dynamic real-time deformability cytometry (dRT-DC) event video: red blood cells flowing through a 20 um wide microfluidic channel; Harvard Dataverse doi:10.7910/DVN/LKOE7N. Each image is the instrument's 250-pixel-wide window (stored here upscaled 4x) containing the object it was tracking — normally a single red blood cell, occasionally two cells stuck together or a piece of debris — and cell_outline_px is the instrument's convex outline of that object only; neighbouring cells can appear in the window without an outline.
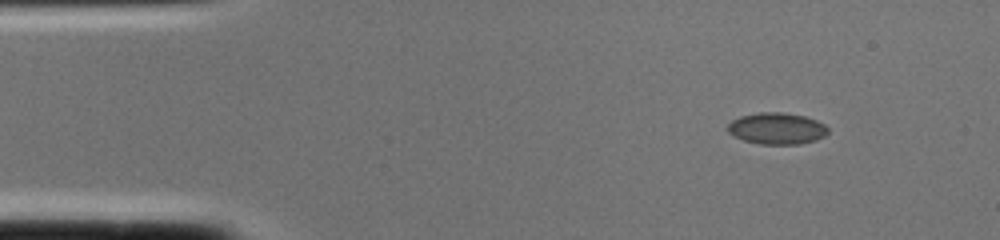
{"species": "common noctule bat (a hibernating species)", "species_latin": "Nyctalus noctula", "temperature_condition": "cold", "stored_images_in_passage": 1, "camera_frame_rate_fps": 3000, "um_per_image_px": 0.085, "animal": {"sex": "female", "body_mass_g": 22.0, "forearm_length_mm": 56.7}, "frame": {"image": 1, "passage_image": 1, "time_ms": 0.0, "image_size_px": [1000, 240], "cell_outline_px": [[828, 132], [824, 136], [816, 140], [800, 144], [760, 144], [744, 140], [732, 136], [728, 132], [728, 124], [732, 120], [740, 116], [760, 112], [784, 112], [804, 116], [816, 120], [824, 124], [828, 128]], "centroid_in_image_um": [66.02, 10.92], "position_along_channel_um": 19.0, "area_um2": 18.5}}